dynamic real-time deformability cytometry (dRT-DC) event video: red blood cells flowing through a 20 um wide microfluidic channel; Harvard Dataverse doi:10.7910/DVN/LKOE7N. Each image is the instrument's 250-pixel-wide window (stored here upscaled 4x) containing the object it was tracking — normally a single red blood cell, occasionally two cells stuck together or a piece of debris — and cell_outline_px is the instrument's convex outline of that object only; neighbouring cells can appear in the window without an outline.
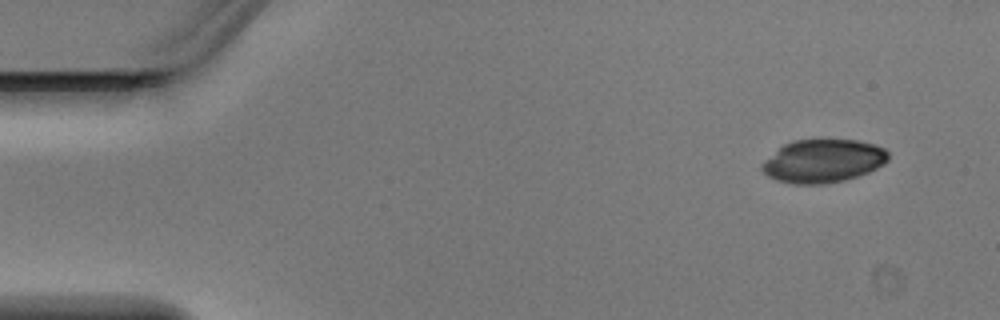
{"species": "Egyptian fruit bat (a non-hibernating species)", "species_latin": "Rousettus aegyptiacus", "temperature_condition": "warm", "stored_images_in_passage": 3, "camera_frame_rate_fps": 3000, "um_per_image_px": 0.085, "animal": {"sex": "male"}, "frame": {"image": 1, "passage_image": 1, "time_ms": 0.0, "image_size_px": [1000, 320], "cell_outline_px": [[888, 160], [884, 164], [868, 172], [844, 180], [824, 184], [792, 184], [776, 180], [768, 176], [760, 168], [760, 164], [764, 160], [784, 144], [792, 140], [860, 140], [876, 144], [884, 148], [888, 152]], "centroid_in_image_um": [69.96, 13.68], "position_along_channel_um": 15.0, "area_um2": 31.91}}